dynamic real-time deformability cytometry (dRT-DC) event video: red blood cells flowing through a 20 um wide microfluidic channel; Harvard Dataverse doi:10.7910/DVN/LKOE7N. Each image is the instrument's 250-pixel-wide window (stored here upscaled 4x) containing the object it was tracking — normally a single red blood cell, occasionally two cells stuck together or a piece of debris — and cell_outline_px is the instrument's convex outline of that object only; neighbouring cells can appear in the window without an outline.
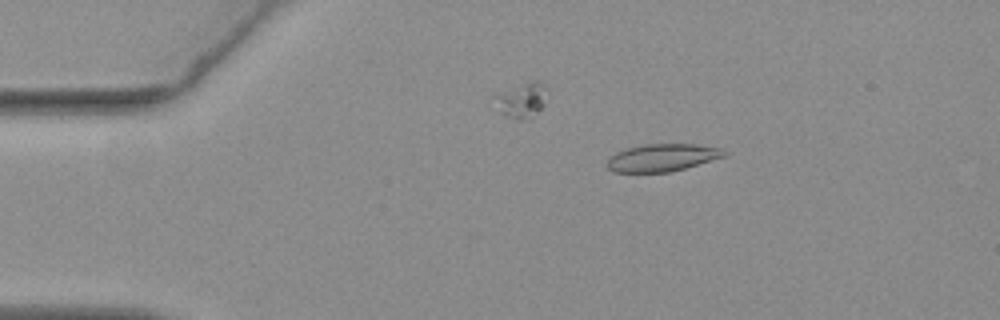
{"species": "common noctule bat (a hibernating species)", "species_latin": "Nyctalus noctula", "temperature_condition": "warm", "stored_images_in_passage": 55, "camera_frame_rate_fps": 3000, "um_per_image_px": 0.085, "animal": {"sex": "female", "body_mass_g": 19.3, "forearm_length_mm": 54.1}, "frame": {"image": 1, "passage_image": 10, "time_ms": 3.0, "image_size_px": [1000, 320], "cell_outline_px": [[728, 152], [724, 156], [684, 168], [668, 172], [616, 172], [608, 168], [604, 164], [616, 152], [624, 148], [644, 144], [696, 144], [720, 148]], "centroid_in_image_um": [56.25, 13.39], "position_along_channel_um": 28.8, "area_um2": 18.61}}
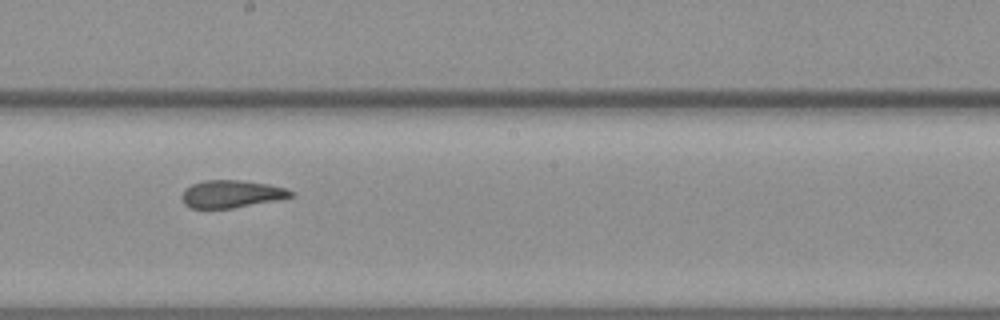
{"frame": {"image": 2, "passage_image": 31, "time_ms": 10.0, "image_size_px": [1000, 320], "cell_outline_px": [[296, 196], [276, 200], [232, 208], [192, 208], [184, 204], [180, 196], [192, 184], [204, 180], [240, 180], [268, 184], [284, 188], [296, 192]], "centroid_in_image_um": [19.7, 16.48], "position_along_channel_um": 228.5, "area_um2": 17.4}}
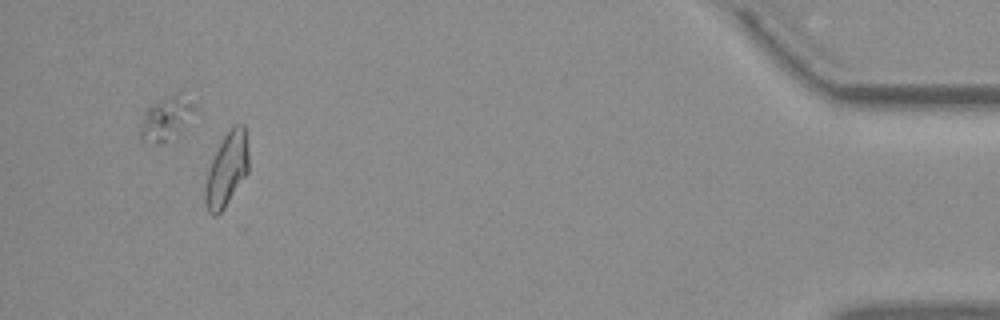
{"frame": {"image": 3, "passage_image": 52, "time_ms": 17.0, "image_size_px": [1000, 320], "cell_outline_px": [[248, 172], [224, 208], [216, 216], [212, 216], [208, 212], [204, 200], [204, 188], [208, 172], [212, 160], [224, 136], [232, 124], [244, 124], [248, 152]], "centroid_in_image_um": [19.27, 14.42], "position_along_channel_um": 415.9, "area_um2": 18.5}, "authors_computed_cell_mechanics": {"area_um2": 18.4382, "velocity_mm_per_s": 3.7095, "shape_relaxation_time_tau1_ms": null, "shape_relaxation_time_tau2_ms": 2.3076, "deformation_change_tau1": null, "deformation_change_tau2": 0.0814}}